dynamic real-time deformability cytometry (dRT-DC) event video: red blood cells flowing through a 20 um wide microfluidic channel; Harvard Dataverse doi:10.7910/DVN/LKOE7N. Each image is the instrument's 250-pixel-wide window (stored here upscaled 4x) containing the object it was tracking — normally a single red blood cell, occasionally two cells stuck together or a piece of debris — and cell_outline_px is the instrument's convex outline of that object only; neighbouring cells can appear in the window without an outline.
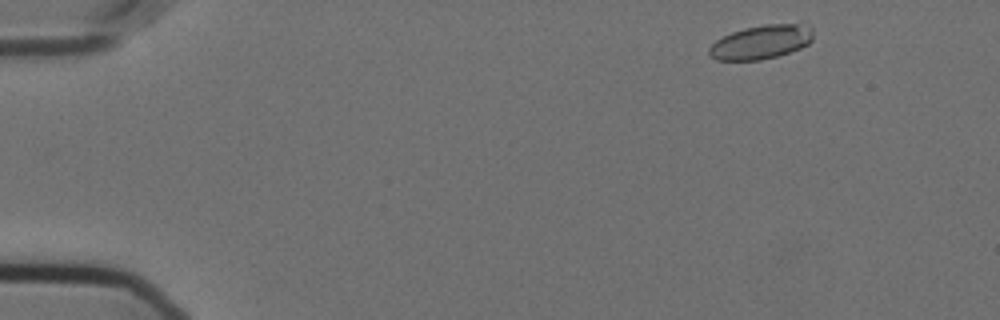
{"species": "Egyptian fruit bat (a non-hibernating species)", "species_latin": "Rousettus aegyptiacus", "temperature_condition": "cold", "stored_images_in_passage": 17, "camera_frame_rate_fps": 3000, "um_per_image_px": 0.085, "animal": {"sex": "female"}, "frame": {"image": 1, "passage_image": 3, "time_ms": 0.667, "image_size_px": [1000, 320], "cell_outline_px": [[812, 40], [808, 44], [800, 48], [776, 56], [760, 60], [716, 60], [708, 52], [708, 48], [716, 40], [732, 32], [744, 28], [764, 24], [800, 20], [804, 20], [812, 28]], "centroid_in_image_um": [64.79, 3.51], "position_along_channel_um": 20.2, "area_um2": 21.15}}
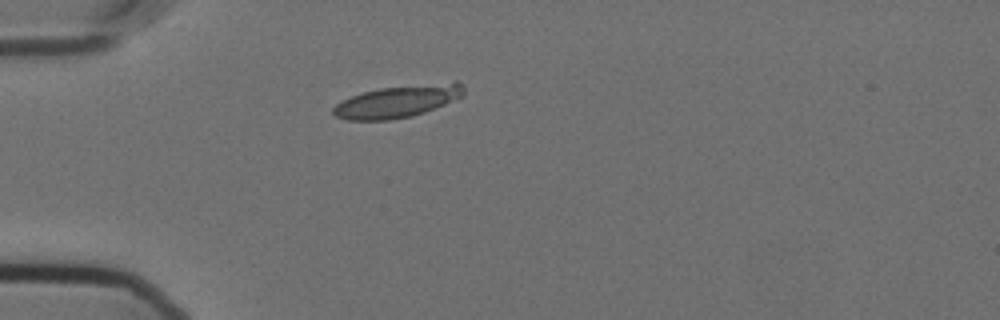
{"frame": {"image": 2, "passage_image": 13, "time_ms": 4.0, "image_size_px": [1000, 320], "cell_outline_px": [[464, 96], [424, 112], [412, 116], [388, 120], [348, 120], [336, 116], [332, 112], [332, 108], [336, 104], [352, 96], [364, 92], [380, 88], [456, 80], [464, 84]], "centroid_in_image_um": [33.87, 8.59], "position_along_channel_um": 51.1, "area_um2": 24.57}}